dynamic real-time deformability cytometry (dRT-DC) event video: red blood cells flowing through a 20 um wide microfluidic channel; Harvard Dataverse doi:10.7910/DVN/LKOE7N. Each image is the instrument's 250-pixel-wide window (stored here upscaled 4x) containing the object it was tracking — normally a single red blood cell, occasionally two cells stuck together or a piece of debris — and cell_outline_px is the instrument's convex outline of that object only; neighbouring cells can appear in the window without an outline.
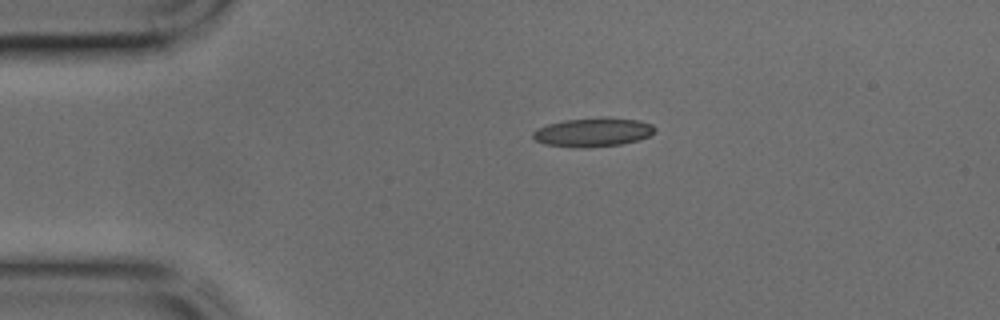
{"species": "common noctule bat (a hibernating species)", "species_latin": "Nyctalus noctula", "temperature_condition": "cold", "stored_images_in_passage": 36, "camera_frame_rate_fps": 3000, "um_per_image_px": 0.085, "animal": {"sex": "male", "body_mass_g": 17.9, "forearm_length_mm": 54.2}, "frame": {"image": 1, "passage_image": 1, "time_ms": 0.0, "image_size_px": [1000, 320], "cell_outline_px": [[656, 132], [640, 140], [620, 144], [584, 148], [572, 148], [544, 144], [536, 140], [532, 136], [532, 132], [536, 128], [548, 124], [564, 120], [604, 116], [640, 120], [652, 124], [656, 128]], "centroid_in_image_um": [50.41, 11.23], "position_along_channel_um": 34.6, "area_um2": 20.98}}
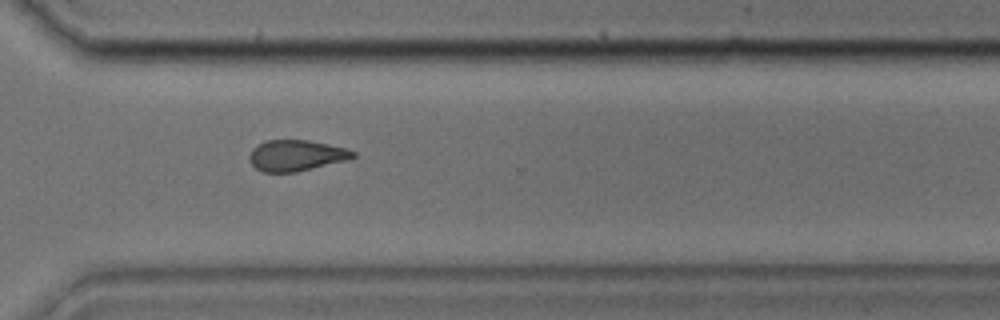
{"frame": {"image": 2, "passage_image": 24, "time_ms": 7.667, "image_size_px": [1000, 320], "cell_outline_px": [[356, 156], [352, 160], [296, 172], [264, 172], [256, 168], [252, 164], [248, 156], [252, 148], [268, 140], [308, 140], [348, 148], [356, 152]], "centroid_in_image_um": [25.25, 13.22], "position_along_channel_um": 345.4, "area_um2": 18.96}}
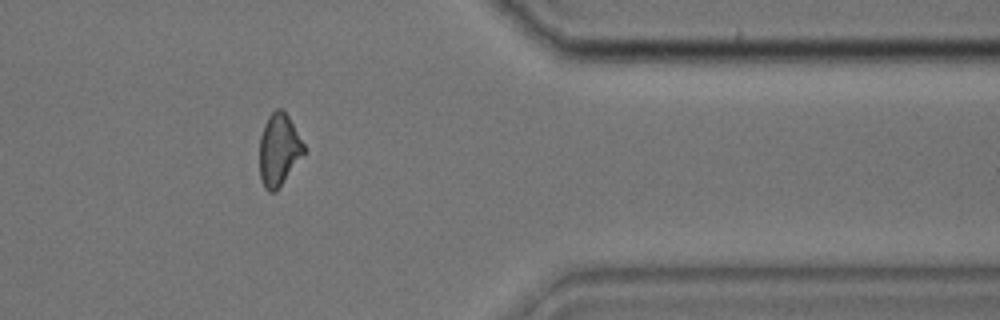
{"frame": {"image": 3, "passage_image": 28, "time_ms": 9.0, "image_size_px": [1000, 320], "cell_outline_px": [[304, 152], [276, 192], [268, 192], [264, 188], [260, 180], [260, 136], [264, 124], [268, 116], [276, 108], [284, 108], [304, 144]], "centroid_in_image_um": [23.68, 12.71], "position_along_channel_um": 387.7, "area_um2": 18.55}}